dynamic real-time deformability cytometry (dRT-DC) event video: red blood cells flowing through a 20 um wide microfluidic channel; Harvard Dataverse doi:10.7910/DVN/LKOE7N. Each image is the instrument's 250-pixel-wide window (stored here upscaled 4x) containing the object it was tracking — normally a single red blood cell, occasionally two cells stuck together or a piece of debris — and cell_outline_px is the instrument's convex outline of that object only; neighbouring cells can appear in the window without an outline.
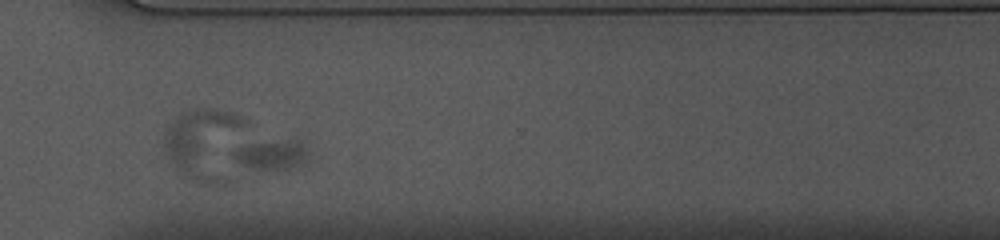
{"species": "common noctule bat (a hibernating species)", "species_latin": "Nyctalus noctula", "temperature_condition": "cold", "stored_images_in_passage": 28, "camera_frame_rate_fps": 3000, "um_per_image_px": 0.085, "animal": {"sex": "female", "body_mass_g": 10.0, "forearm_length_mm": 53.1}, "frame": {"image": 1, "passage_image": 25, "time_ms": 8.0, "image_size_px": [1000, 240], "cell_outline_px": [[312, 152], [308, 160], [300, 168], [252, 168], [240, 164], [232, 156], [232, 152], [236, 148], [244, 144], [284, 140], [300, 140]], "centroid_in_image_um": [23.2, 13.13], "position_along_channel_um": 347.4, "area_um2": 13.24}}